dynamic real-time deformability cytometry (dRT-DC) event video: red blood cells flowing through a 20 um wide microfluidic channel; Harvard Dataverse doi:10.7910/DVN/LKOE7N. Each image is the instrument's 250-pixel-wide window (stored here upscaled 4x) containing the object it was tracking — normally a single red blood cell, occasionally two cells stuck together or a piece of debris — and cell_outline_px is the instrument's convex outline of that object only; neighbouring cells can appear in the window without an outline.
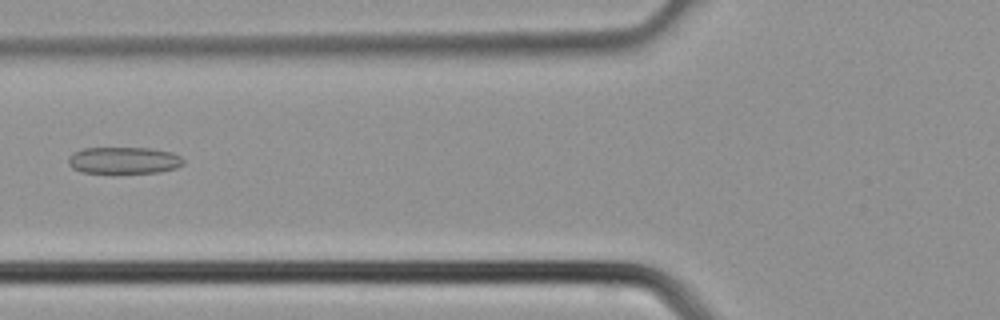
{"species": "common noctule bat (a hibernating species)", "species_latin": "Nyctalus noctula", "temperature_condition": "cold", "stored_images_in_passage": 2, "camera_frame_rate_fps": 3000, "um_per_image_px": 0.085, "animal": {"sex": "male", "body_mass_g": 21.5, "forearm_length_mm": 52.0}, "frame": {"image": 1, "passage_image": 2, "time_ms": 0.333, "image_size_px": [1000, 320], "cell_outline_px": [[184, 164], [176, 168], [160, 172], [80, 172], [72, 168], [68, 164], [68, 156], [72, 152], [84, 148], [152, 148], [172, 152], [180, 156], [184, 160]], "centroid_in_image_um": [10.52, 13.62], "position_along_channel_um": 115.3, "area_um2": 17.98}}